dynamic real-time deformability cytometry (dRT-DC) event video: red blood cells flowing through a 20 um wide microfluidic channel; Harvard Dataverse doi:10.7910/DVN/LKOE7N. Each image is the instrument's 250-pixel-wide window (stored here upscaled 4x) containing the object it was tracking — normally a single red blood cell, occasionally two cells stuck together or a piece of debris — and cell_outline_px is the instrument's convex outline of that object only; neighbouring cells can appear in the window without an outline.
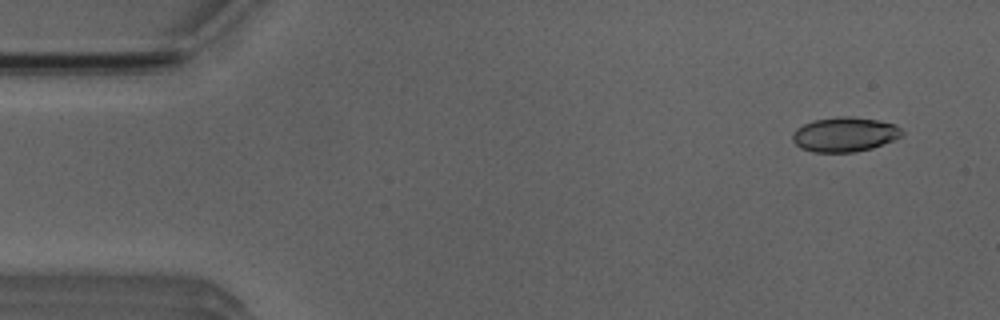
{"species": "Egyptian fruit bat (a non-hibernating species)", "species_latin": "Rousettus aegyptiacus", "temperature_condition": "room temperature", "stored_images_in_passage": 4, "camera_frame_rate_fps": 3000, "um_per_image_px": 0.085, "animal": {"sex": "male"}, "frame": {"image": 1, "passage_image": 1, "time_ms": 0.0, "image_size_px": [1000, 320], "cell_outline_px": [[904, 136], [872, 148], [852, 152], [816, 152], [800, 148], [792, 140], [792, 132], [796, 128], [812, 120], [836, 116], [852, 116], [880, 120], [896, 124], [904, 132]], "centroid_in_image_um": [71.81, 11.41], "position_along_channel_um": 13.2, "area_um2": 22.37}}